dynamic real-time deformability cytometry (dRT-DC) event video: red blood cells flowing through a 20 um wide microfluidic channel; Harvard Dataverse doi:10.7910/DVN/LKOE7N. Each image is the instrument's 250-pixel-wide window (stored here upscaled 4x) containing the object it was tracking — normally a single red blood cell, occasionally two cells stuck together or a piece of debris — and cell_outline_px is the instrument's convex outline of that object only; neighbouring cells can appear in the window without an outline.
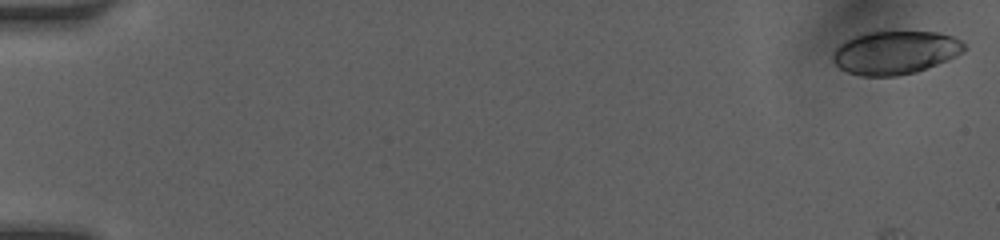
{"species": "human", "species_latin": "Homo sapiens", "temperature_condition": "room temperature", "stored_images_in_passage": 51, "camera_frame_rate_fps": 3000, "um_per_image_px": 0.085, "donor": {"sex": "female"}, "frame": {"image": 1, "passage_image": 1, "time_ms": 0.0, "image_size_px": [1000, 240], "cell_outline_px": [[968, 48], [964, 52], [956, 56], [916, 72], [896, 76], [860, 76], [848, 72], [840, 68], [832, 60], [832, 56], [836, 48], [840, 44], [864, 32], [940, 32], [952, 36], [960, 40]], "centroid_in_image_um": [76.11, 4.47], "position_along_channel_um": 8.9, "area_um2": 33.0}}
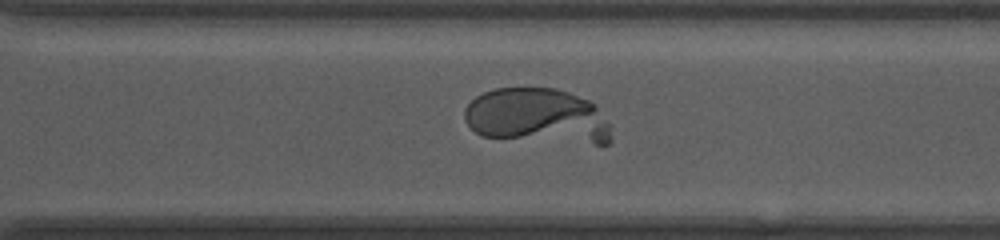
{"frame": {"image": 2, "passage_image": 37, "time_ms": 12.0, "image_size_px": [1000, 240], "cell_outline_px": [[612, 140], [608, 144], [596, 144], [480, 136], [464, 120], [464, 108], [476, 96], [484, 92], [496, 88], [556, 88], [568, 92], [588, 100], [596, 108], [608, 124], [612, 136]], "centroid_in_image_um": [45.64, 9.87], "position_along_channel_um": 325.0, "area_um2": 46.99}}
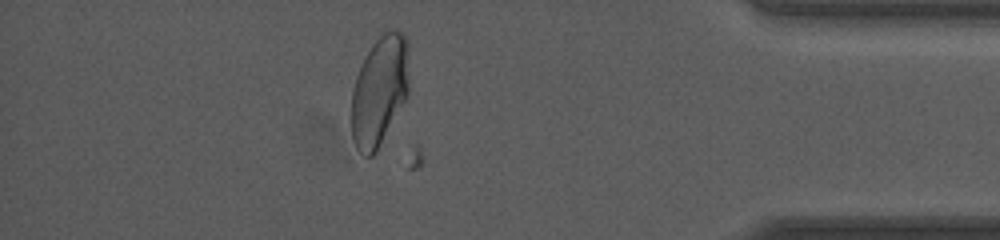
{"frame": {"image": 3, "passage_image": 45, "time_ms": 14.667, "image_size_px": [1000, 240], "cell_outline_px": [[408, 96], [376, 152], [372, 156], [364, 156], [356, 148], [352, 140], [352, 88], [356, 76], [372, 44], [384, 32], [400, 32], [408, 40]], "centroid_in_image_um": [32.26, 7.76], "position_along_channel_um": 402.9, "area_um2": 36.7}}